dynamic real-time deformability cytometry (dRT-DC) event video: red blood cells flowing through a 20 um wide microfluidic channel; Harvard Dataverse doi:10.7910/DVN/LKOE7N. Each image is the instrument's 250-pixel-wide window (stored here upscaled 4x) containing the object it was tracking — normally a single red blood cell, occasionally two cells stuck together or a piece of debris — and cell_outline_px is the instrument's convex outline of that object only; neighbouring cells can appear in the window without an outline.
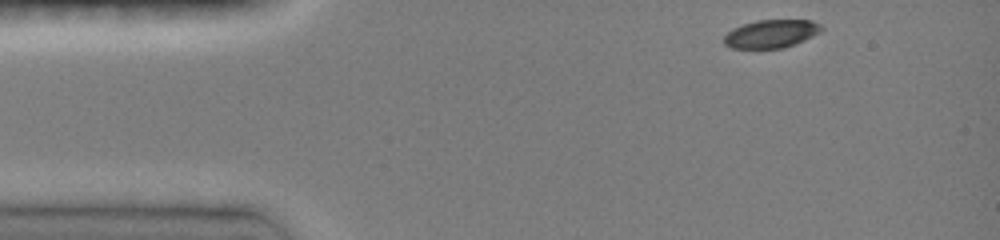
{"species": "common noctule bat (a hibernating species)", "species_latin": "Nyctalus noctula", "temperature_condition": "room temperature", "stored_images_in_passage": 22, "camera_frame_rate_fps": 3000, "um_per_image_px": 0.085, "animal": {"sex": "female", "body_mass_g": 19.0, "forearm_length_mm": 51.5}, "frame": {"image": 1, "passage_image": 1, "time_ms": 0.0, "image_size_px": [1000, 240], "cell_outline_px": [[824, 28], [820, 32], [804, 40], [780, 48], [732, 48], [724, 44], [724, 36], [732, 28], [756, 20], [812, 20], [820, 24]], "centroid_in_image_um": [65.54, 2.86], "position_along_channel_um": 19.5, "area_um2": 15.84}}
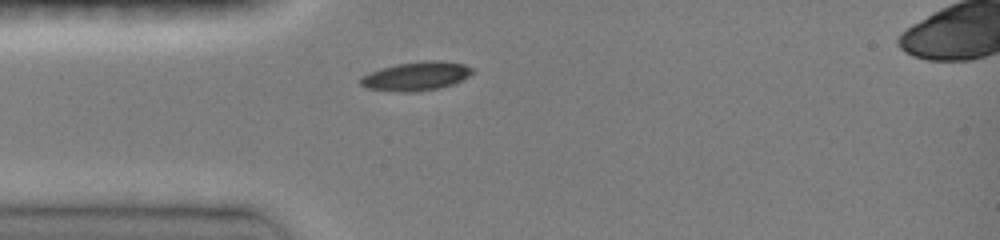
{"frame": {"image": 2, "passage_image": 14, "time_ms": 2.333, "image_size_px": [1000, 240], "cell_outline_px": [[472, 72], [468, 76], [452, 84], [440, 88], [412, 92], [400, 92], [364, 88], [360, 84], [360, 76], [380, 68], [396, 64], [424, 60], [440, 60], [464, 64], [472, 68]], "centroid_in_image_um": [35.32, 6.47], "position_along_channel_um": 49.7, "area_um2": 18.84}}